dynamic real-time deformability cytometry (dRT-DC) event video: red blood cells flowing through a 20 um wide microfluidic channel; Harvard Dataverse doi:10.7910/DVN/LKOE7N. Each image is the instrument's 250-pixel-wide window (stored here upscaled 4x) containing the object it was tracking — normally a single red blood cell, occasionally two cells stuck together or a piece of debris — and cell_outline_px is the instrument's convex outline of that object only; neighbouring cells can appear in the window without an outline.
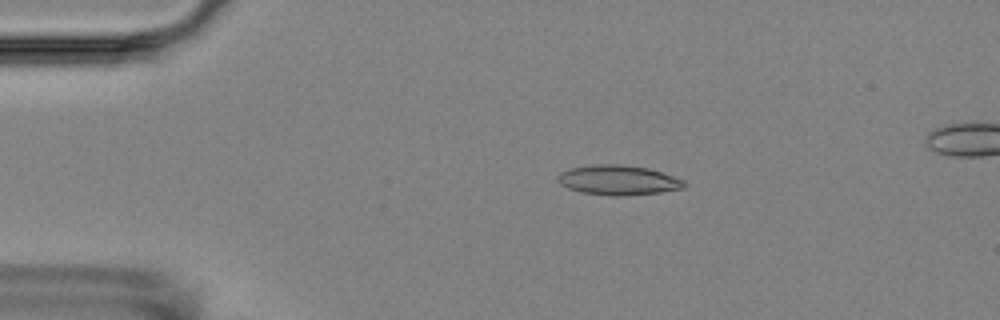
{"species": "Egyptian fruit bat (a non-hibernating species)", "species_latin": "Rousettus aegyptiacus", "temperature_condition": "room temperature", "stored_images_in_passage": 6, "camera_frame_rate_fps": 3000, "um_per_image_px": 0.085, "animal": {"sex": "female"}, "frame": {"image": 1, "passage_image": 2, "time_ms": 1.333, "image_size_px": [1000, 320], "cell_outline_px": [[688, 184], [684, 188], [660, 192], [620, 196], [616, 196], [580, 192], [568, 188], [560, 184], [556, 180], [556, 176], [560, 172], [572, 168], [592, 164], [620, 164], [648, 168], [684, 180]], "centroid_in_image_um": [52.53, 15.31], "position_along_channel_um": 32.5, "area_um2": 21.96}}
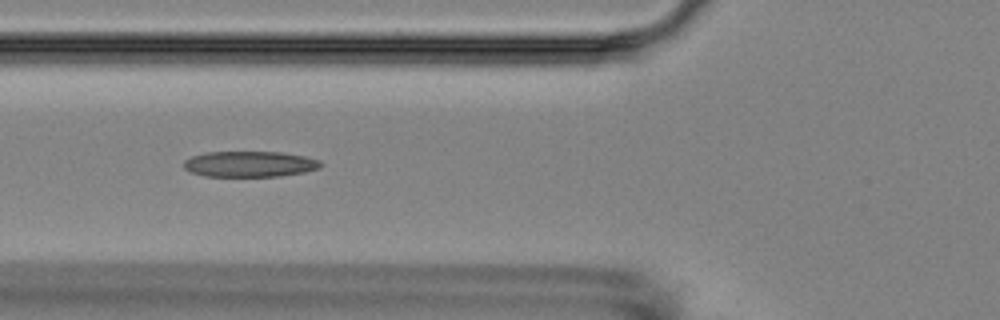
{"frame": {"image": 2, "passage_image": 5, "time_ms": 4.667, "image_size_px": [1000, 320], "cell_outline_px": [[324, 164], [320, 168], [304, 172], [280, 176], [204, 176], [188, 172], [184, 168], [184, 160], [192, 156], [208, 152], [280, 152], [304, 156], [320, 160]], "centroid_in_image_um": [21.23, 13.95], "position_along_channel_um": 104.6, "area_um2": 20.63}}